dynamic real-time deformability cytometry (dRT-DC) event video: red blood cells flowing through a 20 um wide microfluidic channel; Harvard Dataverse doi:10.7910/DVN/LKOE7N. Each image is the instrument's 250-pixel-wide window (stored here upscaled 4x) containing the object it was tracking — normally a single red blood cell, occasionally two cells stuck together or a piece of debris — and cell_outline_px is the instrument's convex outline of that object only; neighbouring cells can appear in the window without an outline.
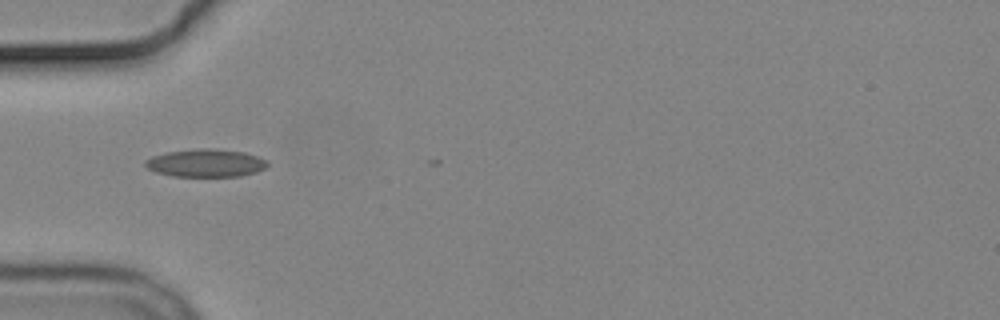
{"species": "common noctule bat (a hibernating species)", "species_latin": "Nyctalus noctula", "temperature_condition": "cold", "stored_images_in_passage": 6, "camera_frame_rate_fps": 3000, "um_per_image_px": 0.085, "animal": {"sex": "male", "body_mass_g": 19.2, "forearm_length_mm": 51.8}, "frame": {"image": 1, "passage_image": 5, "time_ms": 5.0, "image_size_px": [1000, 320], "cell_outline_px": [[268, 164], [264, 168], [256, 172], [240, 176], [172, 176], [156, 172], [148, 168], [144, 164], [144, 160], [152, 156], [164, 152], [196, 148], [208, 148], [244, 152], [268, 160]], "centroid_in_image_um": [17.46, 13.85], "position_along_channel_um": 67.5, "area_um2": 19.88}}
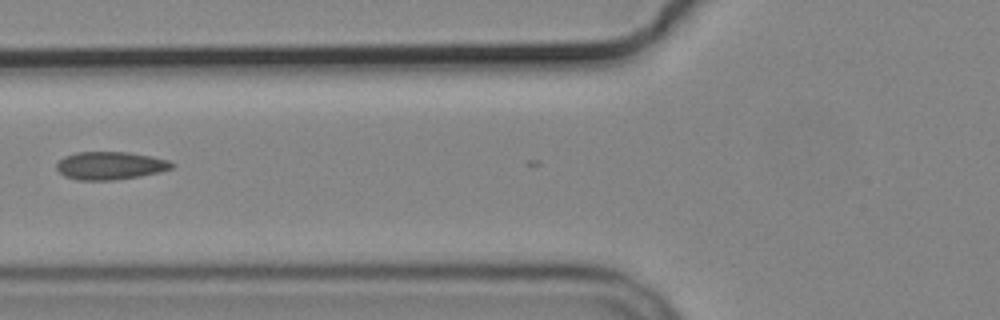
{"frame": {"image": 2, "passage_image": 6, "time_ms": 6.333, "image_size_px": [1000, 320], "cell_outline_px": [[176, 164], [172, 168], [160, 172], [140, 176], [112, 180], [76, 180], [64, 176], [56, 168], [56, 164], [64, 156], [76, 152], [128, 152], [152, 156], [168, 160]], "centroid_in_image_um": [9.37, 14.07], "position_along_channel_um": 116.4, "area_um2": 18.84}}